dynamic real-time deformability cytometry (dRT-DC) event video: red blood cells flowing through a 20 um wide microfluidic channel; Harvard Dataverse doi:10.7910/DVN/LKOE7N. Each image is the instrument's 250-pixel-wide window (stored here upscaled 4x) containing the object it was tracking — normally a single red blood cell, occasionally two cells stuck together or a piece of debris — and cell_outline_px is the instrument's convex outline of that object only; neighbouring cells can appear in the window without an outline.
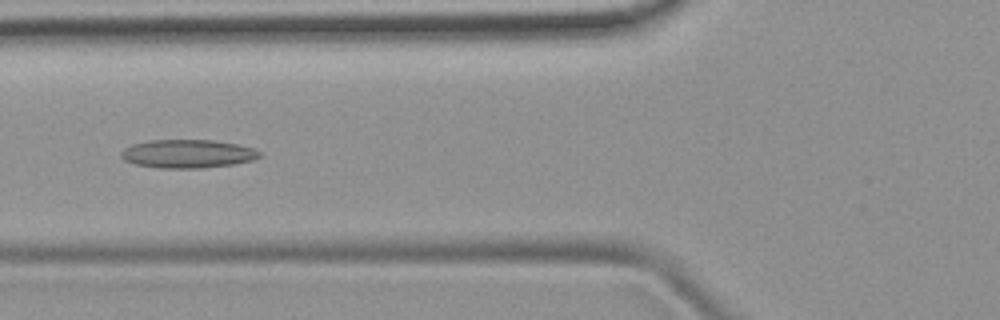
{"species": "common noctule bat (a hibernating species)", "species_latin": "Nyctalus noctula", "temperature_condition": "room temperature", "stored_images_in_passage": 5, "camera_frame_rate_fps": 3000, "um_per_image_px": 0.085, "animal": {"sex": "female", "body_mass_g": 19.9}, "frame": {"image": 1, "passage_image": 5, "time_ms": 5.333, "image_size_px": [1000, 320], "cell_outline_px": [[260, 156], [252, 160], [232, 164], [204, 168], [160, 168], [136, 164], [124, 160], [120, 156], [120, 152], [124, 148], [132, 144], [148, 140], [212, 140], [236, 144], [252, 148], [260, 152]], "centroid_in_image_um": [15.9, 13.07], "position_along_channel_um": 109.9, "area_um2": 22.83}}